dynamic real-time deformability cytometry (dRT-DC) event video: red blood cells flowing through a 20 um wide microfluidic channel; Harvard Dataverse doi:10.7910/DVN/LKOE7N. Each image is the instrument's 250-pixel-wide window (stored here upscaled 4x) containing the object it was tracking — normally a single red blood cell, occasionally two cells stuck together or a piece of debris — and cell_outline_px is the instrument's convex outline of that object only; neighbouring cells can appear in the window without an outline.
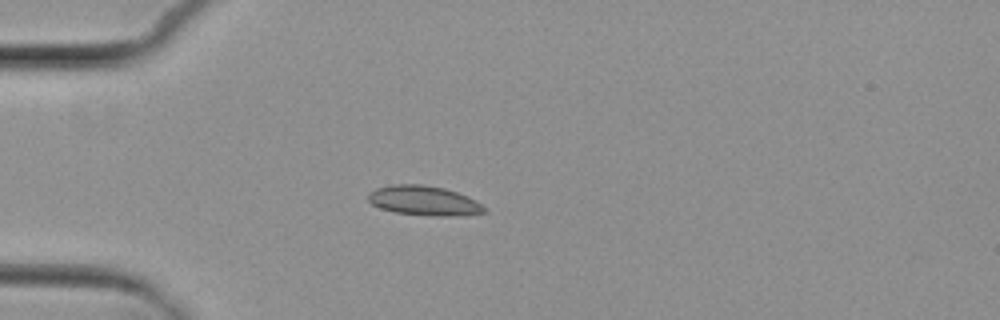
{"species": "common noctule bat (a hibernating species)", "species_latin": "Nyctalus noctula", "temperature_condition": "cold", "stored_images_in_passage": 2, "camera_frame_rate_fps": 3000, "um_per_image_px": 0.085, "animal": {"sex": "female", "body_mass_g": 29.2, "forearm_length_mm": 56.3}, "frame": {"image": 1, "passage_image": 1, "time_ms": 0.0, "image_size_px": [1000, 320], "cell_outline_px": [[488, 212], [460, 216], [432, 216], [396, 212], [380, 208], [372, 204], [368, 200], [368, 192], [376, 188], [392, 184], [424, 184], [444, 188], [468, 196], [476, 200]], "centroid_in_image_um": [36.04, 17.05], "position_along_channel_um": 49.0, "area_um2": 20.17}}
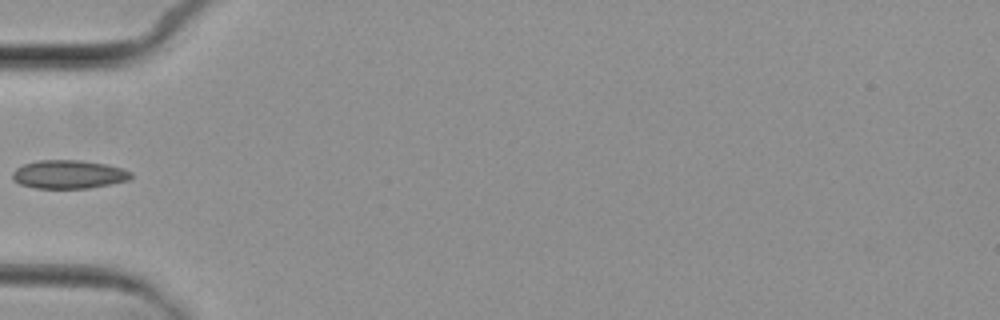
{"frame": {"image": 2, "passage_image": 2, "time_ms": 1.333, "image_size_px": [1000, 320], "cell_outline_px": [[132, 176], [128, 180], [88, 188], [36, 188], [20, 184], [12, 180], [12, 172], [16, 168], [24, 164], [40, 160], [80, 160], [104, 164], [124, 168], [132, 172]], "centroid_in_image_um": [5.82, 14.82], "position_along_channel_um": 79.2, "area_um2": 19.59}}